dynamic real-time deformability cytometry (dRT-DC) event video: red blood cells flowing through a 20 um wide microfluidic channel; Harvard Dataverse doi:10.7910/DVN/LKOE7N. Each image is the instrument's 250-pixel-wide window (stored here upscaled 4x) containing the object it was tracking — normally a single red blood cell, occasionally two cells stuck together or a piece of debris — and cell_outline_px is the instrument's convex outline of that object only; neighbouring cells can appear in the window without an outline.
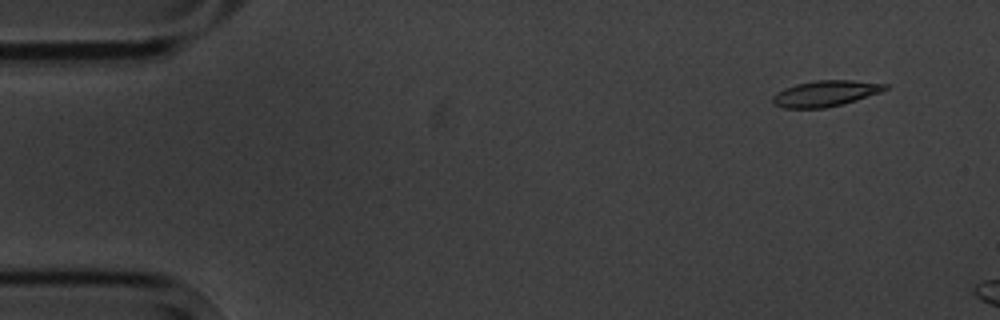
{"species": "common noctule bat (a hibernating species)", "species_latin": "Nyctalus noctula", "temperature_condition": "cold", "stored_images_in_passage": 2, "camera_frame_rate_fps": 3000, "um_per_image_px": 0.085, "animal": {"sex": "male", "body_mass_g": 20.1, "forearm_length_mm": 53.5}, "frame": {"image": 1, "passage_image": 1, "time_ms": 0.0, "image_size_px": [1000, 320], "cell_outline_px": [[888, 88], [880, 92], [844, 104], [824, 108], [784, 108], [772, 104], [772, 96], [776, 92], [784, 88], [796, 84], [812, 80], [852, 80], [888, 84]], "centroid_in_image_um": [70.12, 7.94], "position_along_channel_um": 14.9, "area_um2": 17.11}}